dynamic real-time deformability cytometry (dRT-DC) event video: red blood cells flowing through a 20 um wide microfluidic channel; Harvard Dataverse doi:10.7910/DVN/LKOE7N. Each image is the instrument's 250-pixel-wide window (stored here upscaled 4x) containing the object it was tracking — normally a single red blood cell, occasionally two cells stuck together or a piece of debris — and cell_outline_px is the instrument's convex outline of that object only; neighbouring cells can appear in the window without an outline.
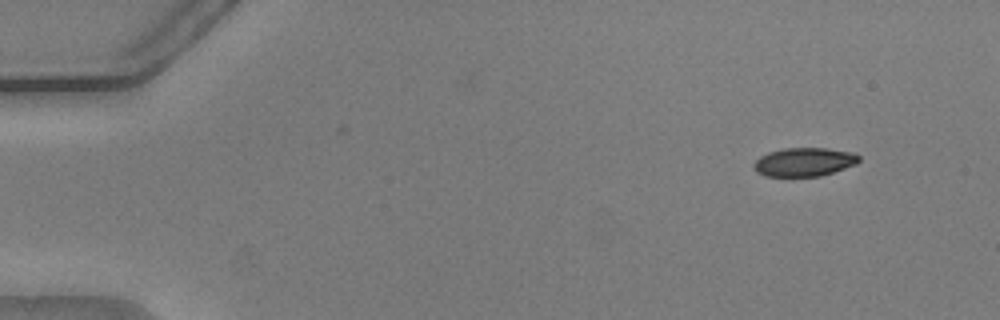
{"species": "common noctule bat (a hibernating species)", "species_latin": "Nyctalus noctula", "temperature_condition": "warm", "stored_images_in_passage": 51, "camera_frame_rate_fps": 3000, "um_per_image_px": 0.085, "animal": {"sex": "male", "body_mass_g": 20.5, "forearm_length_mm": 52.5}, "frame": {"image": 1, "passage_image": 2, "time_ms": 0.333, "image_size_px": [1000, 320], "cell_outline_px": [[860, 160], [856, 164], [820, 176], [764, 176], [756, 172], [752, 164], [760, 156], [768, 152], [784, 148], [824, 148], [852, 152], [860, 156]], "centroid_in_image_um": [68.33, 13.76], "position_along_channel_um": 16.7, "area_um2": 17.51}}
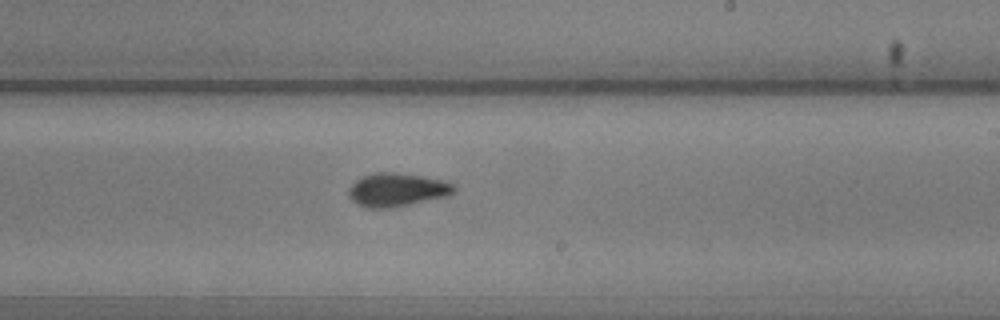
{"frame": {"image": 2, "passage_image": 30, "time_ms": 9.667, "image_size_px": [1000, 320], "cell_outline_px": [[456, 188], [448, 196], [392, 208], [368, 208], [356, 204], [348, 196], [348, 188], [356, 180], [364, 176], [376, 172], [392, 172], [420, 176], [440, 180], [452, 184]], "centroid_in_image_um": [33.69, 16.15], "position_along_channel_um": 255.3, "area_um2": 20.35}}
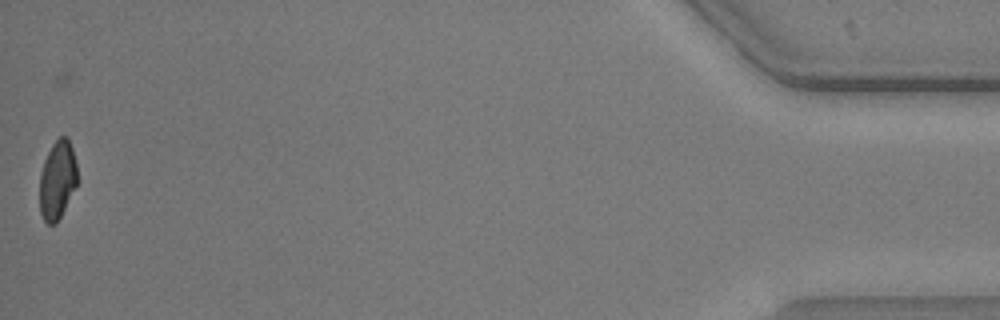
{"frame": {"image": 3, "passage_image": 51, "time_ms": 16.667, "image_size_px": [1000, 320], "cell_outline_px": [[76, 184], [56, 224], [48, 224], [44, 220], [40, 212], [40, 172], [44, 160], [52, 144], [60, 136], [64, 136], [68, 140], [72, 148], [76, 164]], "centroid_in_image_um": [4.85, 15.29], "position_along_channel_um": 430.4, "area_um2": 16.82}, "authors_computed_cell_mechanics": {"area_um2": 19.074, "velocity_mm_per_s": 3.7869, "shape_relaxation_time_tau1_ms": 4.48, "shape_relaxation_time_tau2_ms": 1.8266, "deformation_change_tau1": 0.1555, "deformation_change_tau2": 0.0776}}